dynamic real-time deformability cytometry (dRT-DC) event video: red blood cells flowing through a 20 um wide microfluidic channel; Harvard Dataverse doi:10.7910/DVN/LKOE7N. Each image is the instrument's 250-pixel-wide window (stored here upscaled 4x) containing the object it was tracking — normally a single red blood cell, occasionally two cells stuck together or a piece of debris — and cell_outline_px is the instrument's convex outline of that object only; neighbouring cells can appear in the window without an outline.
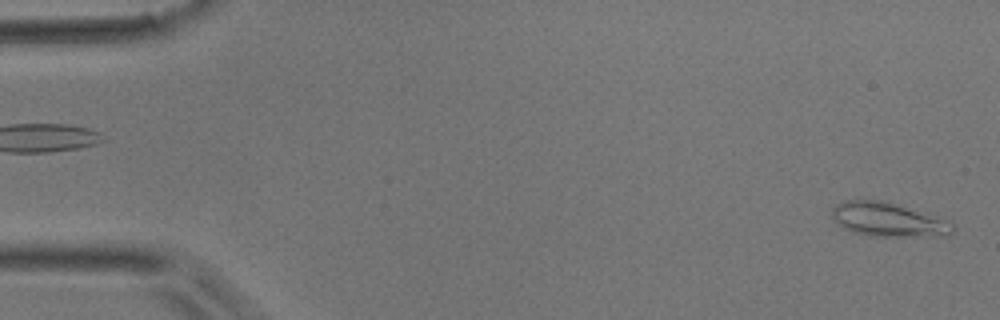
{"species": "common noctule bat (a hibernating species)", "species_latin": "Nyctalus noctula", "temperature_condition": "room temperature", "stored_images_in_passage": 9, "camera_frame_rate_fps": 3000, "um_per_image_px": 0.085, "animal": {"sex": "male", "body_mass_g": 17.9}, "frame": {"image": 1, "passage_image": 1, "time_ms": 0.0, "image_size_px": [1000, 320], "cell_outline_px": [[956, 228], [948, 236], [868, 236], [852, 232], [844, 228], [832, 216], [832, 208], [836, 204], [844, 200], [884, 200], [944, 216], [952, 220]], "centroid_in_image_um": [75.63, 18.66], "position_along_channel_um": 9.4, "area_um2": 24.74}}